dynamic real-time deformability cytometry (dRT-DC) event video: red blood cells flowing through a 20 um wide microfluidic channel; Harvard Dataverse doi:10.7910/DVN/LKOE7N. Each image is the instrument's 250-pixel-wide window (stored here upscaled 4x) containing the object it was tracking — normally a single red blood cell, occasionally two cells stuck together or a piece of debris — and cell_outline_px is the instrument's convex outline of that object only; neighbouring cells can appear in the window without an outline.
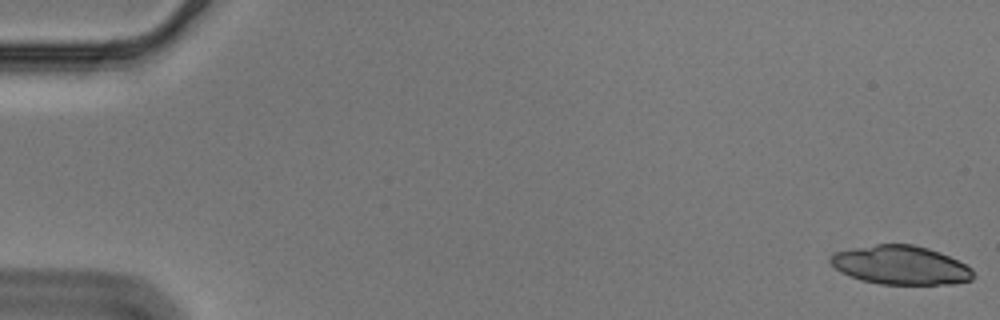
{"species": "Egyptian fruit bat (a non-hibernating species)", "species_latin": "Rousettus aegyptiacus", "temperature_condition": "cold", "stored_images_in_passage": 56, "camera_frame_rate_fps": 3000, "um_per_image_px": 0.085, "animal": {"sex": "male"}, "frame": {"image": 1, "passage_image": 1, "time_ms": 0.0, "image_size_px": [1000, 320], "cell_outline_px": [[976, 276], [972, 280], [952, 284], [880, 284], [860, 280], [840, 272], [828, 260], [836, 252], [876, 244], [912, 244], [928, 248], [940, 252], [972, 268]], "centroid_in_image_um": [76.59, 22.55], "position_along_channel_um": 8.4, "area_um2": 32.19}}
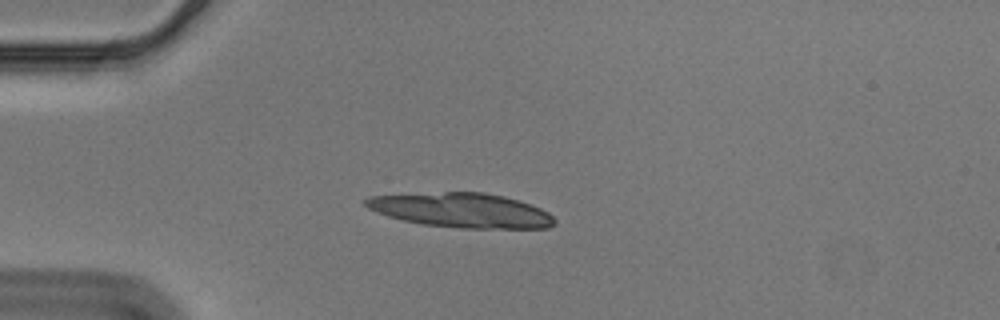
{"frame": {"image": 2, "passage_image": 15, "time_ms": 4.667, "image_size_px": [1000, 320], "cell_outline_px": [[556, 224], [548, 228], [460, 228], [424, 224], [404, 220], [388, 216], [376, 212], [368, 208], [364, 204], [364, 200], [368, 196], [444, 192], [484, 192], [504, 196], [540, 208], [548, 212], [556, 220]], "centroid_in_image_um": [39.23, 17.87], "position_along_channel_um": 45.8, "area_um2": 37.8}}